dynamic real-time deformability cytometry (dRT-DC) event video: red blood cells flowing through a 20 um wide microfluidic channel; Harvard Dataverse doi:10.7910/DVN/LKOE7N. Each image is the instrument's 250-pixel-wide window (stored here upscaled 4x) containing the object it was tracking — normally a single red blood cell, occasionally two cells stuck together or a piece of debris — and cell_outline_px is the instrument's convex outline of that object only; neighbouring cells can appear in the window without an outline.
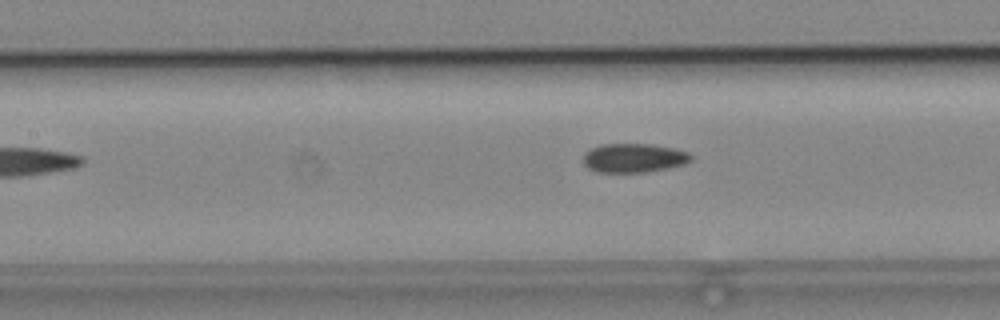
{"species": "common noctule bat (a hibernating species)", "species_latin": "Nyctalus noctula", "temperature_condition": "cold", "stored_images_in_passage": 4, "camera_frame_rate_fps": 3000, "um_per_image_px": 0.085, "animal": {"sex": "male", "body_mass_g": 19.2, "forearm_length_mm": 51.8}, "frame": {"image": 1, "passage_image": 4, "time_ms": 3.667, "image_size_px": [1000, 320], "cell_outline_px": [[692, 160], [684, 164], [668, 168], [648, 172], [596, 172], [588, 168], [584, 164], [584, 156], [592, 148], [600, 144], [652, 144], [672, 148], [688, 152], [692, 156]], "centroid_in_image_um": [53.89, 13.43], "position_along_channel_um": 153.5, "area_um2": 18.15}}